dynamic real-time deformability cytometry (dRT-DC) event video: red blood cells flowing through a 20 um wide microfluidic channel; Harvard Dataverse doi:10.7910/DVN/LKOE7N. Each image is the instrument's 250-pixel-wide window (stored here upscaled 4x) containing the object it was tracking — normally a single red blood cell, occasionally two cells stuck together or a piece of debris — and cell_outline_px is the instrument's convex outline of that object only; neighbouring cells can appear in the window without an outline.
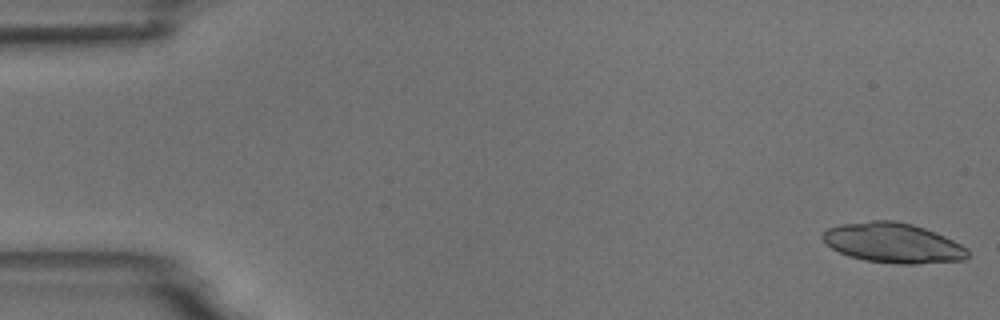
{"species": "common noctule bat (a hibernating species)", "species_latin": "Nyctalus noctula", "temperature_condition": "room temperature", "stored_images_in_passage": 53, "camera_frame_rate_fps": 3000, "um_per_image_px": 0.085, "animal": {"sex": "male", "body_mass_g": 18.8}, "frame": {"image": 1, "passage_image": 1, "time_ms": 0.0, "image_size_px": [1000, 320], "cell_outline_px": [[968, 256], [964, 260], [916, 264], [900, 264], [864, 260], [848, 256], [832, 248], [820, 236], [828, 228], [840, 224], [872, 220], [896, 220], [912, 224], [924, 228], [944, 236], [968, 248]], "centroid_in_image_um": [75.9, 20.64], "position_along_channel_um": 9.1, "area_um2": 33.7}}